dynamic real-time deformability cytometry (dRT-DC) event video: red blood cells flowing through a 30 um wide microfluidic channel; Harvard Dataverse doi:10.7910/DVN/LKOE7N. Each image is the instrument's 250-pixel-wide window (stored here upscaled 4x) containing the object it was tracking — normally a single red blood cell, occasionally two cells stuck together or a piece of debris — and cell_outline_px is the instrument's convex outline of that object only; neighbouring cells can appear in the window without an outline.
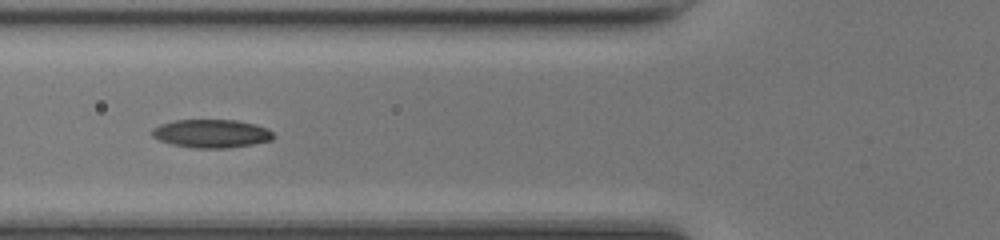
{"species": "common noctule bat (a hibernating species)", "species_latin": "Nyctalus noctula", "temperature_condition": "room temperature", "stored_images_in_passage": 38, "camera_frame_rate_fps": 3000, "um_per_image_px": 0.085, "animal": {"sex": "female", "body_mass_g": 17.0, "forearm_length_mm": 48.0}, "frame": {"image": 1, "passage_image": 9, "time_ms": 2.667, "image_size_px": [1000, 240], "cell_outline_px": [[276, 136], [272, 140], [252, 144], [228, 148], [192, 148], [172, 144], [160, 140], [152, 136], [152, 128], [160, 124], [176, 120], [236, 120], [256, 124], [268, 128]], "centroid_in_image_um": [18.0, 11.35], "position_along_channel_um": 107.8, "area_um2": 20.11}}
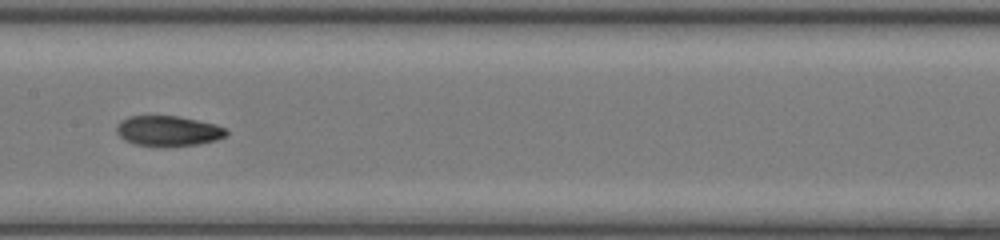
{"frame": {"image": 2, "passage_image": 15, "time_ms": 4.667, "image_size_px": [1000, 240], "cell_outline_px": [[228, 132], [224, 136], [216, 140], [196, 144], [164, 148], [136, 144], [124, 140], [116, 132], [116, 128], [120, 120], [128, 116], [180, 116], [216, 124], [224, 128]], "centroid_in_image_um": [14.26, 11.14], "position_along_channel_um": 193.1, "area_um2": 19.59}}
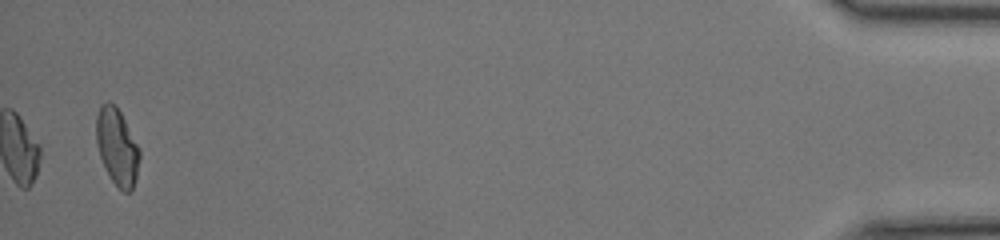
{"frame": {"image": 3, "passage_image": 38, "time_ms": 12.333, "image_size_px": [1000, 240], "cell_outline_px": [[140, 156], [136, 176], [132, 188], [128, 192], [124, 192], [112, 180], [100, 156], [96, 140], [96, 116], [100, 104], [108, 100], [116, 104], [140, 152]], "centroid_in_image_um": [9.92, 12.42], "position_along_channel_um": 425.3, "area_um2": 18.9}, "authors_computed_cell_mechanics": {"area_um2": 19.4786, "velocity_mm_per_s": 4.2681, "shape_relaxation_time_tau1_ms": null, "shape_relaxation_time_tau2_ms": 4.2485, "deformation_change_tau1": null, "deformation_change_tau2": 0.0996}}